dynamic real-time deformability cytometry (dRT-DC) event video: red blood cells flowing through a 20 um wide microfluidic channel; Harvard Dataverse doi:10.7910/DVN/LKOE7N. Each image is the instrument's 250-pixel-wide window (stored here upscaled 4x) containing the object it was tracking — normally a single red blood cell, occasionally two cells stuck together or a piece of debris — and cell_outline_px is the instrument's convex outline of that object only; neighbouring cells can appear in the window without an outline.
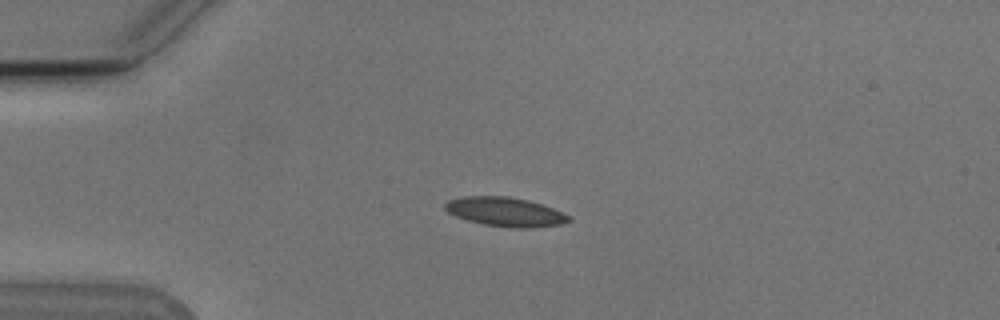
{"species": "Egyptian fruit bat (a non-hibernating species)", "species_latin": "Rousettus aegyptiacus", "temperature_condition": "cold", "stored_images_in_passage": 4, "camera_frame_rate_fps": 3000, "um_per_image_px": 0.085, "animal": {"sex": "male"}, "frame": {"image": 1, "passage_image": 1, "time_ms": 0.0, "image_size_px": [1000, 320], "cell_outline_px": [[572, 220], [560, 224], [532, 228], [508, 228], [484, 224], [468, 220], [456, 216], [448, 212], [444, 208], [444, 204], [448, 200], [464, 196], [508, 196], [528, 200], [552, 208], [568, 216]], "centroid_in_image_um": [42.91, 18.01], "position_along_channel_um": 42.1, "area_um2": 20.87}}
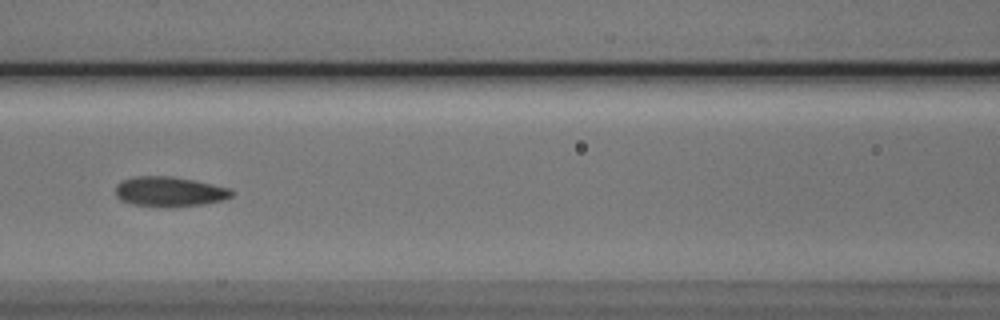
{"frame": {"image": 2, "passage_image": 4, "time_ms": 3.667, "image_size_px": [1000, 320], "cell_outline_px": [[236, 192], [232, 196], [224, 200], [204, 204], [172, 208], [164, 208], [132, 204], [120, 200], [116, 196], [116, 184], [120, 180], [136, 176], [172, 176], [196, 180], [232, 188]], "centroid_in_image_um": [14.44, 16.3], "position_along_channel_um": 152.2, "area_um2": 20.92}}